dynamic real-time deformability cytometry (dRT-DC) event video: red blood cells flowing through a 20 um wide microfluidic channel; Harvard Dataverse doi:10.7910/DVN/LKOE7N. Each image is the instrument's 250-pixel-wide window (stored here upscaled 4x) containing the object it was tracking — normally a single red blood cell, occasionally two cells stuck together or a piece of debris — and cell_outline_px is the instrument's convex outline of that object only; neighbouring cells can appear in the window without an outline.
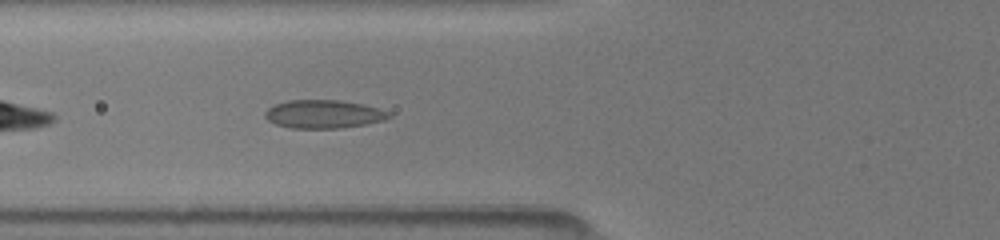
{"species": "common noctule bat (a hibernating species)", "species_latin": "Nyctalus noctula", "temperature_condition": "room temperature", "stored_images_in_passage": 7, "camera_frame_rate_fps": 3000, "um_per_image_px": 0.085, "animal": {"sex": "female", "body_mass_g": 19.5, "forearm_length_mm": 54.1}, "frame": {"image": 1, "passage_image": 4, "time_ms": 1.333, "image_size_px": [1000, 240], "cell_outline_px": [[392, 116], [384, 120], [364, 124], [340, 128], [288, 128], [276, 124], [268, 120], [264, 116], [264, 112], [268, 108], [276, 104], [288, 100], [340, 100], [360, 104], [392, 112]], "centroid_in_image_um": [27.48, 9.7], "position_along_channel_um": 98.3, "area_um2": 20.35}}
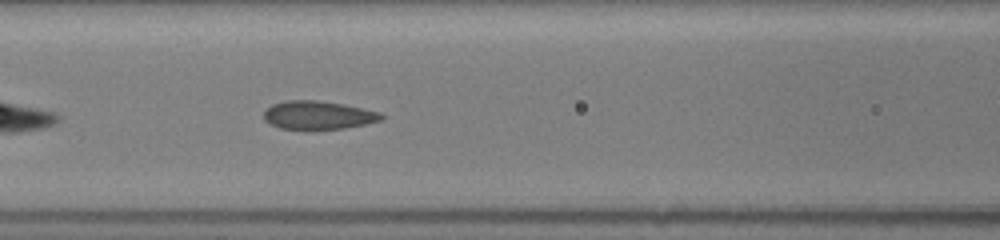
{"frame": {"image": 2, "passage_image": 7, "time_ms": 2.333, "image_size_px": [1000, 240], "cell_outline_px": [[384, 116], [380, 120], [364, 124], [344, 128], [304, 132], [280, 128], [264, 120], [264, 112], [272, 104], [284, 100], [316, 100], [344, 104], [380, 112]], "centroid_in_image_um": [27.0, 9.82], "position_along_channel_um": 139.6, "area_um2": 19.94}}